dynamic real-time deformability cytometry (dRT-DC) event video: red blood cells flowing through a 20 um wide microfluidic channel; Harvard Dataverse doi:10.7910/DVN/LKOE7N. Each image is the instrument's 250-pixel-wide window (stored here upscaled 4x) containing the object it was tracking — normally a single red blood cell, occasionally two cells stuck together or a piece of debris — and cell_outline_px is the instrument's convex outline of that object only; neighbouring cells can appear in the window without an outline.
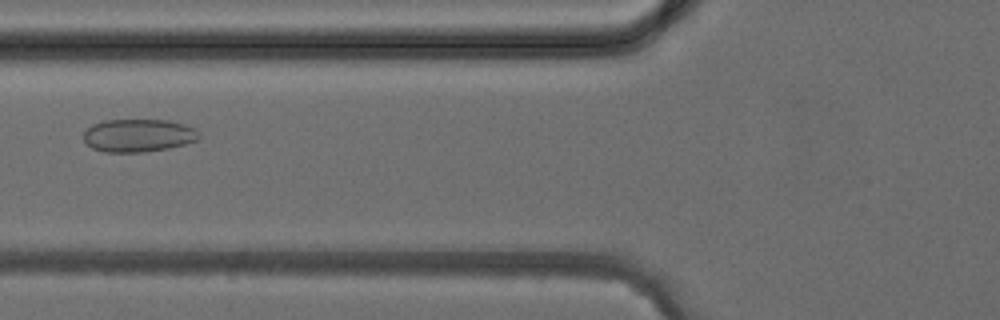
{"species": "common noctule bat (a hibernating species)", "species_latin": "Nyctalus noctula", "temperature_condition": "cold", "stored_images_in_passage": 2, "camera_frame_rate_fps": 3000, "um_per_image_px": 0.085, "animal": {"sex": "female", "body_mass_g": 24.6, "forearm_length_mm": 56.2}, "frame": {"image": 1, "passage_image": 2, "time_ms": 1.0, "image_size_px": [1000, 320], "cell_outline_px": [[200, 136], [196, 140], [184, 144], [168, 148], [144, 152], [104, 152], [92, 148], [84, 140], [84, 132], [92, 124], [104, 120], [168, 120], [184, 124], [196, 128], [200, 132]], "centroid_in_image_um": [11.77, 11.51], "position_along_channel_um": 114.0, "area_um2": 22.2}}